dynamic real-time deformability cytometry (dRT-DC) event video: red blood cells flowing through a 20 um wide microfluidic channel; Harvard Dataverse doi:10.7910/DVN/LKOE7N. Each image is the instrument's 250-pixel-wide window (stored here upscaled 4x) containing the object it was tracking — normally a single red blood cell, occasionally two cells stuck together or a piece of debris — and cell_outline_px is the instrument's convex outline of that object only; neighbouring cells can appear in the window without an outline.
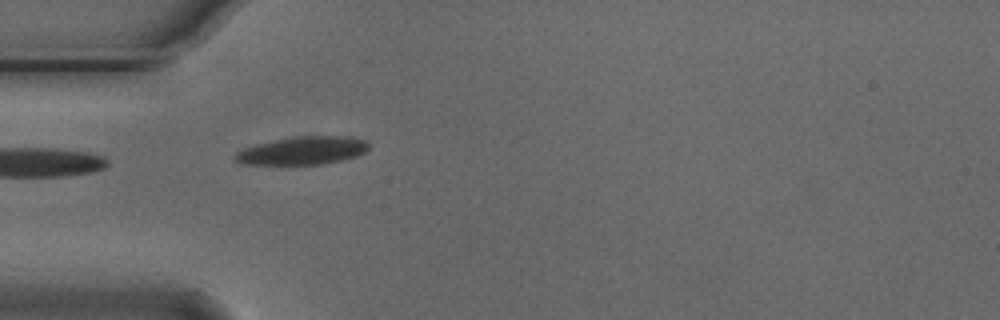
{"species": "Egyptian fruit bat (a non-hibernating species)", "species_latin": "Rousettus aegyptiacus", "temperature_condition": "cold", "stored_images_in_passage": 3, "camera_frame_rate_fps": 3000, "um_per_image_px": 0.085, "animal": {"sex": "male"}, "frame": {"image": 1, "passage_image": 3, "time_ms": 0.667, "image_size_px": [1000, 320], "cell_outline_px": [[368, 148], [364, 152], [356, 156], [324, 164], [244, 164], [236, 160], [232, 156], [236, 152], [244, 148], [256, 144], [292, 136], [352, 136], [368, 140]], "centroid_in_image_um": [25.74, 12.78], "position_along_channel_um": 59.3, "area_um2": 21.85}}